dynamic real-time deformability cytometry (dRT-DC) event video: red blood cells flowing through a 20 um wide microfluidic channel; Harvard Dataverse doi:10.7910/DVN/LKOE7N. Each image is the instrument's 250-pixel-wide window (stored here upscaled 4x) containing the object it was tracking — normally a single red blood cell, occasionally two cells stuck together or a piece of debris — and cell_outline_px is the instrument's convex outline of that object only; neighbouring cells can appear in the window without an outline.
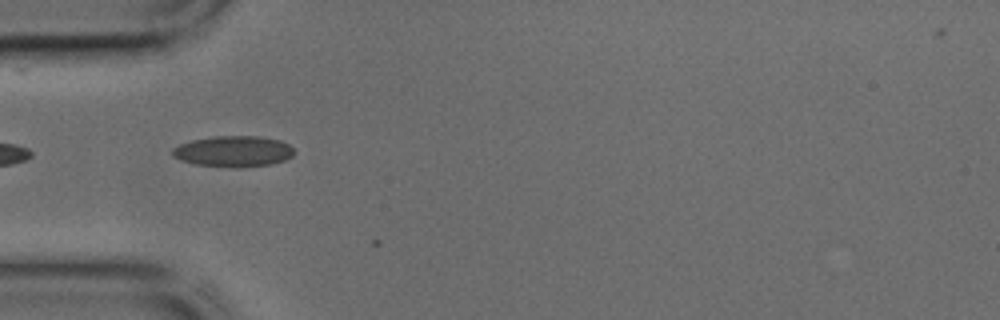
{"species": "common noctule bat (a hibernating species)", "species_latin": "Nyctalus noctula", "temperature_condition": "cold", "stored_images_in_passage": 4, "camera_frame_rate_fps": 3000, "um_per_image_px": 0.085, "animal": {"sex": "male", "body_mass_g": 17.9, "forearm_length_mm": 54.2}, "frame": {"image": 1, "passage_image": 3, "time_ms": 0.667, "image_size_px": [1000, 320], "cell_outline_px": [[296, 152], [292, 156], [284, 160], [272, 164], [244, 168], [232, 168], [196, 164], [180, 160], [172, 156], [172, 148], [180, 144], [192, 140], [212, 136], [260, 136], [280, 140], [288, 144]], "centroid_in_image_um": [19.85, 12.87], "position_along_channel_um": 65.2, "area_um2": 22.25}}